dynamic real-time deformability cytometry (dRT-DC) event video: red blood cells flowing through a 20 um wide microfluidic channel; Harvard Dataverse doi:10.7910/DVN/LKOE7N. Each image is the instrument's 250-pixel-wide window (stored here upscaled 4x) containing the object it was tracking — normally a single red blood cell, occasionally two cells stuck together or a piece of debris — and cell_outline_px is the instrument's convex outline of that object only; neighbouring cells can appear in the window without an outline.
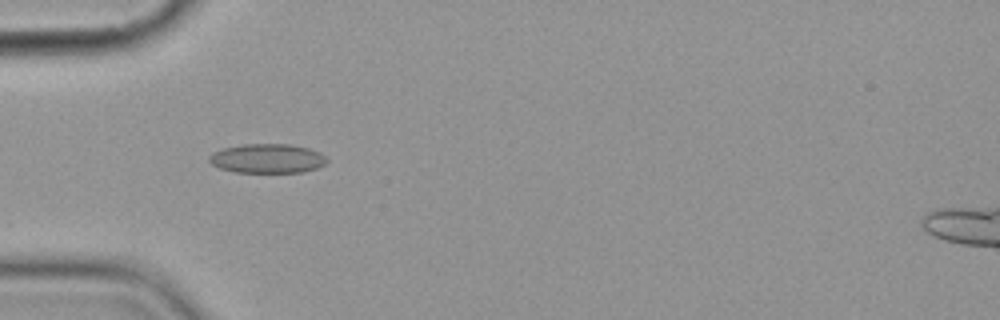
{"species": "common noctule bat (a hibernating species)", "species_latin": "Nyctalus noctula", "temperature_condition": "cold", "stored_images_in_passage": 4, "camera_frame_rate_fps": 3000, "um_per_image_px": 0.085, "animal": {"sex": "female", "body_mass_g": 19.9}, "frame": {"image": 1, "passage_image": 3, "time_ms": 2.667, "image_size_px": [1000, 320], "cell_outline_px": [[328, 160], [324, 164], [316, 168], [304, 172], [232, 172], [220, 168], [212, 164], [208, 160], [208, 156], [212, 152], [224, 148], [244, 144], [292, 144], [308, 148], [320, 152]], "centroid_in_image_um": [22.71, 13.47], "position_along_channel_um": 62.3, "area_um2": 20.11}}
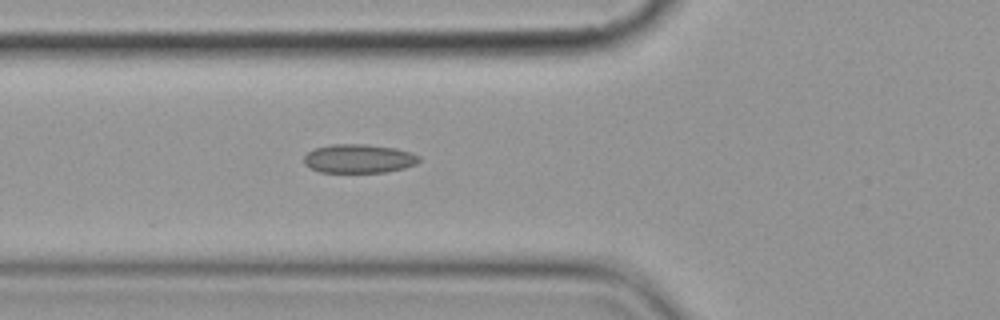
{"frame": {"image": 2, "passage_image": 4, "time_ms": 3.667, "image_size_px": [1000, 320], "cell_outline_px": [[420, 160], [416, 164], [404, 168], [384, 172], [320, 172], [304, 164], [304, 156], [312, 148], [332, 144], [368, 144], [396, 148], [412, 152], [420, 156]], "centroid_in_image_um": [30.51, 13.47], "position_along_channel_um": 95.3, "area_um2": 19.48}}